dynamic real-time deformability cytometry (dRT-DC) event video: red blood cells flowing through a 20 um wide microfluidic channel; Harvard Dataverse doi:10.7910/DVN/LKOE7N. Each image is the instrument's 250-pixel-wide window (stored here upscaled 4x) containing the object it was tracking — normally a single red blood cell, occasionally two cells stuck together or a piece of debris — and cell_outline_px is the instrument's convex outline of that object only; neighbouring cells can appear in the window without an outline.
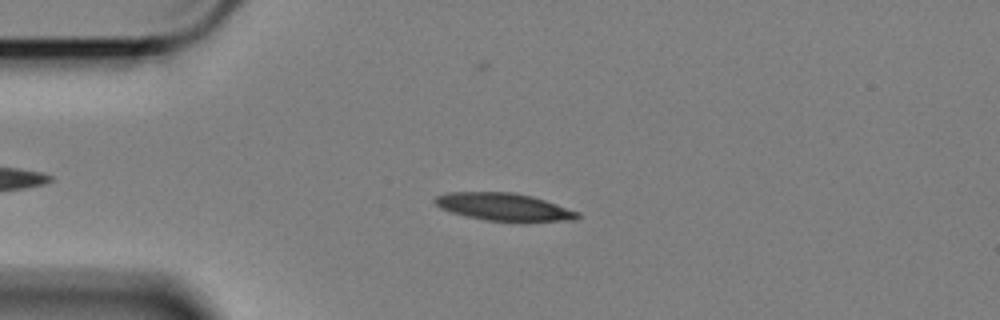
{"species": "Egyptian fruit bat (a non-hibernating species)", "species_latin": "Rousettus aegyptiacus", "temperature_condition": "cold", "stored_images_in_passage": 7, "camera_frame_rate_fps": 3000, "um_per_image_px": 0.085, "animal": {"sex": "female"}, "frame": {"image": 1, "passage_image": 3, "time_ms": 0.667, "image_size_px": [1000, 320], "cell_outline_px": [[580, 216], [576, 220], [528, 224], [516, 224], [484, 220], [452, 212], [440, 208], [432, 200], [436, 196], [448, 192], [512, 192], [532, 196], [580, 212]], "centroid_in_image_um": [42.91, 17.64], "position_along_channel_um": 42.1, "area_um2": 23.87}}